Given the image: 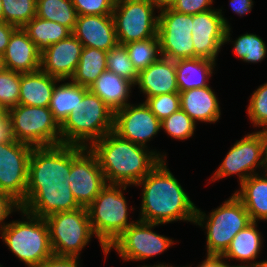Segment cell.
Wrapping results in <instances>:
<instances>
[{
	"instance_id": "cell-1",
	"label": "cell",
	"mask_w": 267,
	"mask_h": 267,
	"mask_svg": "<svg viewBox=\"0 0 267 267\" xmlns=\"http://www.w3.org/2000/svg\"><path fill=\"white\" fill-rule=\"evenodd\" d=\"M97 157L107 184L135 185L150 173L165 155L122 139L113 131L89 146ZM146 148V149H145ZM164 157V158H163Z\"/></svg>"
},
{
	"instance_id": "cell-2",
	"label": "cell",
	"mask_w": 267,
	"mask_h": 267,
	"mask_svg": "<svg viewBox=\"0 0 267 267\" xmlns=\"http://www.w3.org/2000/svg\"><path fill=\"white\" fill-rule=\"evenodd\" d=\"M137 185H143L139 220L157 224L178 220L195 222L197 208L164 160Z\"/></svg>"
},
{
	"instance_id": "cell-3",
	"label": "cell",
	"mask_w": 267,
	"mask_h": 267,
	"mask_svg": "<svg viewBox=\"0 0 267 267\" xmlns=\"http://www.w3.org/2000/svg\"><path fill=\"white\" fill-rule=\"evenodd\" d=\"M113 128L114 112L89 90L60 125L61 144L89 147Z\"/></svg>"
},
{
	"instance_id": "cell-4",
	"label": "cell",
	"mask_w": 267,
	"mask_h": 267,
	"mask_svg": "<svg viewBox=\"0 0 267 267\" xmlns=\"http://www.w3.org/2000/svg\"><path fill=\"white\" fill-rule=\"evenodd\" d=\"M127 185L107 184L87 207L90 224L103 252L132 224L128 222L127 201L122 193ZM123 188V189H122Z\"/></svg>"
},
{
	"instance_id": "cell-5",
	"label": "cell",
	"mask_w": 267,
	"mask_h": 267,
	"mask_svg": "<svg viewBox=\"0 0 267 267\" xmlns=\"http://www.w3.org/2000/svg\"><path fill=\"white\" fill-rule=\"evenodd\" d=\"M27 220L13 221L1 230V237L10 251L28 267H35L54 255L49 230L44 218L20 209Z\"/></svg>"
},
{
	"instance_id": "cell-6",
	"label": "cell",
	"mask_w": 267,
	"mask_h": 267,
	"mask_svg": "<svg viewBox=\"0 0 267 267\" xmlns=\"http://www.w3.org/2000/svg\"><path fill=\"white\" fill-rule=\"evenodd\" d=\"M251 222L246 208L233 194L220 207L214 209L209 216L197 208L194 224L204 227L205 223L207 256L220 257L229 247L235 235Z\"/></svg>"
},
{
	"instance_id": "cell-7",
	"label": "cell",
	"mask_w": 267,
	"mask_h": 267,
	"mask_svg": "<svg viewBox=\"0 0 267 267\" xmlns=\"http://www.w3.org/2000/svg\"><path fill=\"white\" fill-rule=\"evenodd\" d=\"M16 141L33 147L61 145L60 125L49 107L20 105L7 111Z\"/></svg>"
},
{
	"instance_id": "cell-8",
	"label": "cell",
	"mask_w": 267,
	"mask_h": 267,
	"mask_svg": "<svg viewBox=\"0 0 267 267\" xmlns=\"http://www.w3.org/2000/svg\"><path fill=\"white\" fill-rule=\"evenodd\" d=\"M47 223L54 255L78 257L94 235L88 210L80 207L53 213L44 218Z\"/></svg>"
},
{
	"instance_id": "cell-9",
	"label": "cell",
	"mask_w": 267,
	"mask_h": 267,
	"mask_svg": "<svg viewBox=\"0 0 267 267\" xmlns=\"http://www.w3.org/2000/svg\"><path fill=\"white\" fill-rule=\"evenodd\" d=\"M70 171L71 145L33 147L26 196L20 206L42 185L68 184Z\"/></svg>"
},
{
	"instance_id": "cell-10",
	"label": "cell",
	"mask_w": 267,
	"mask_h": 267,
	"mask_svg": "<svg viewBox=\"0 0 267 267\" xmlns=\"http://www.w3.org/2000/svg\"><path fill=\"white\" fill-rule=\"evenodd\" d=\"M155 8L148 0H116L112 16L118 43L125 45L158 36Z\"/></svg>"
},
{
	"instance_id": "cell-11",
	"label": "cell",
	"mask_w": 267,
	"mask_h": 267,
	"mask_svg": "<svg viewBox=\"0 0 267 267\" xmlns=\"http://www.w3.org/2000/svg\"><path fill=\"white\" fill-rule=\"evenodd\" d=\"M68 178L73 197L80 207L85 208L107 185L97 157L89 147L71 145V171Z\"/></svg>"
},
{
	"instance_id": "cell-12",
	"label": "cell",
	"mask_w": 267,
	"mask_h": 267,
	"mask_svg": "<svg viewBox=\"0 0 267 267\" xmlns=\"http://www.w3.org/2000/svg\"><path fill=\"white\" fill-rule=\"evenodd\" d=\"M158 16L161 57L173 61L194 58L193 15H187L177 12L171 7H165L160 9Z\"/></svg>"
},
{
	"instance_id": "cell-13",
	"label": "cell",
	"mask_w": 267,
	"mask_h": 267,
	"mask_svg": "<svg viewBox=\"0 0 267 267\" xmlns=\"http://www.w3.org/2000/svg\"><path fill=\"white\" fill-rule=\"evenodd\" d=\"M32 149L15 139L0 143V192L10 194L19 203L26 196Z\"/></svg>"
},
{
	"instance_id": "cell-14",
	"label": "cell",
	"mask_w": 267,
	"mask_h": 267,
	"mask_svg": "<svg viewBox=\"0 0 267 267\" xmlns=\"http://www.w3.org/2000/svg\"><path fill=\"white\" fill-rule=\"evenodd\" d=\"M160 224L137 220L129 226L107 249L113 247L123 260H143L164 252L174 242L172 239L151 231Z\"/></svg>"
},
{
	"instance_id": "cell-15",
	"label": "cell",
	"mask_w": 267,
	"mask_h": 267,
	"mask_svg": "<svg viewBox=\"0 0 267 267\" xmlns=\"http://www.w3.org/2000/svg\"><path fill=\"white\" fill-rule=\"evenodd\" d=\"M263 156V143L258 132L248 134L240 141H236L231 147L211 180L215 181L237 174L241 184L247 178L256 174L254 168L263 166L262 168L267 171V164Z\"/></svg>"
},
{
	"instance_id": "cell-16",
	"label": "cell",
	"mask_w": 267,
	"mask_h": 267,
	"mask_svg": "<svg viewBox=\"0 0 267 267\" xmlns=\"http://www.w3.org/2000/svg\"><path fill=\"white\" fill-rule=\"evenodd\" d=\"M221 9H211L193 15L192 41L194 58L215 61L221 46L230 40V25Z\"/></svg>"
},
{
	"instance_id": "cell-17",
	"label": "cell",
	"mask_w": 267,
	"mask_h": 267,
	"mask_svg": "<svg viewBox=\"0 0 267 267\" xmlns=\"http://www.w3.org/2000/svg\"><path fill=\"white\" fill-rule=\"evenodd\" d=\"M161 128V121L145 102L133 106L130 103L114 113L113 132L122 139L146 146Z\"/></svg>"
},
{
	"instance_id": "cell-18",
	"label": "cell",
	"mask_w": 267,
	"mask_h": 267,
	"mask_svg": "<svg viewBox=\"0 0 267 267\" xmlns=\"http://www.w3.org/2000/svg\"><path fill=\"white\" fill-rule=\"evenodd\" d=\"M83 45L71 34L41 51L40 69L60 80L71 79L80 60Z\"/></svg>"
},
{
	"instance_id": "cell-19",
	"label": "cell",
	"mask_w": 267,
	"mask_h": 267,
	"mask_svg": "<svg viewBox=\"0 0 267 267\" xmlns=\"http://www.w3.org/2000/svg\"><path fill=\"white\" fill-rule=\"evenodd\" d=\"M77 208L69 184L42 185L21 205L25 212L41 218Z\"/></svg>"
},
{
	"instance_id": "cell-20",
	"label": "cell",
	"mask_w": 267,
	"mask_h": 267,
	"mask_svg": "<svg viewBox=\"0 0 267 267\" xmlns=\"http://www.w3.org/2000/svg\"><path fill=\"white\" fill-rule=\"evenodd\" d=\"M72 34L83 47L106 52L119 44L112 15H80Z\"/></svg>"
},
{
	"instance_id": "cell-21",
	"label": "cell",
	"mask_w": 267,
	"mask_h": 267,
	"mask_svg": "<svg viewBox=\"0 0 267 267\" xmlns=\"http://www.w3.org/2000/svg\"><path fill=\"white\" fill-rule=\"evenodd\" d=\"M3 58L5 69L20 73L34 72L40 69L41 50L22 28H17L10 37Z\"/></svg>"
},
{
	"instance_id": "cell-22",
	"label": "cell",
	"mask_w": 267,
	"mask_h": 267,
	"mask_svg": "<svg viewBox=\"0 0 267 267\" xmlns=\"http://www.w3.org/2000/svg\"><path fill=\"white\" fill-rule=\"evenodd\" d=\"M138 85L146 98L164 93L179 92L176 79L175 61L160 57L156 62L138 73Z\"/></svg>"
},
{
	"instance_id": "cell-23",
	"label": "cell",
	"mask_w": 267,
	"mask_h": 267,
	"mask_svg": "<svg viewBox=\"0 0 267 267\" xmlns=\"http://www.w3.org/2000/svg\"><path fill=\"white\" fill-rule=\"evenodd\" d=\"M180 108L195 123H215L221 115L219 101L210 86L180 92Z\"/></svg>"
},
{
	"instance_id": "cell-24",
	"label": "cell",
	"mask_w": 267,
	"mask_h": 267,
	"mask_svg": "<svg viewBox=\"0 0 267 267\" xmlns=\"http://www.w3.org/2000/svg\"><path fill=\"white\" fill-rule=\"evenodd\" d=\"M60 81L41 69L20 73V105L49 107L55 84Z\"/></svg>"
},
{
	"instance_id": "cell-25",
	"label": "cell",
	"mask_w": 267,
	"mask_h": 267,
	"mask_svg": "<svg viewBox=\"0 0 267 267\" xmlns=\"http://www.w3.org/2000/svg\"><path fill=\"white\" fill-rule=\"evenodd\" d=\"M133 85L129 80L105 70L89 90L115 113L129 104L127 100Z\"/></svg>"
},
{
	"instance_id": "cell-26",
	"label": "cell",
	"mask_w": 267,
	"mask_h": 267,
	"mask_svg": "<svg viewBox=\"0 0 267 267\" xmlns=\"http://www.w3.org/2000/svg\"><path fill=\"white\" fill-rule=\"evenodd\" d=\"M234 195L242 202L252 221L267 220V171L264 176L258 173L240 184Z\"/></svg>"
},
{
	"instance_id": "cell-27",
	"label": "cell",
	"mask_w": 267,
	"mask_h": 267,
	"mask_svg": "<svg viewBox=\"0 0 267 267\" xmlns=\"http://www.w3.org/2000/svg\"><path fill=\"white\" fill-rule=\"evenodd\" d=\"M215 65V61L199 57L175 60L179 93L209 86L207 81Z\"/></svg>"
},
{
	"instance_id": "cell-28",
	"label": "cell",
	"mask_w": 267,
	"mask_h": 267,
	"mask_svg": "<svg viewBox=\"0 0 267 267\" xmlns=\"http://www.w3.org/2000/svg\"><path fill=\"white\" fill-rule=\"evenodd\" d=\"M257 222L252 221L243 230L239 231L233 240L231 241L229 247L220 256L222 260L225 259H236L242 262L254 261L258 256L260 249L262 247V236L258 232Z\"/></svg>"
},
{
	"instance_id": "cell-29",
	"label": "cell",
	"mask_w": 267,
	"mask_h": 267,
	"mask_svg": "<svg viewBox=\"0 0 267 267\" xmlns=\"http://www.w3.org/2000/svg\"><path fill=\"white\" fill-rule=\"evenodd\" d=\"M89 91V88L76 84L72 81L63 83L59 86L55 84L51 97L49 110L52 112L53 118L61 125L69 116L71 111L75 109L78 102Z\"/></svg>"
},
{
	"instance_id": "cell-30",
	"label": "cell",
	"mask_w": 267,
	"mask_h": 267,
	"mask_svg": "<svg viewBox=\"0 0 267 267\" xmlns=\"http://www.w3.org/2000/svg\"><path fill=\"white\" fill-rule=\"evenodd\" d=\"M107 52L101 49L83 47L75 73L71 81L89 88L107 70Z\"/></svg>"
},
{
	"instance_id": "cell-31",
	"label": "cell",
	"mask_w": 267,
	"mask_h": 267,
	"mask_svg": "<svg viewBox=\"0 0 267 267\" xmlns=\"http://www.w3.org/2000/svg\"><path fill=\"white\" fill-rule=\"evenodd\" d=\"M30 40L42 51L66 39L72 32L65 26L35 16L22 28Z\"/></svg>"
},
{
	"instance_id": "cell-32",
	"label": "cell",
	"mask_w": 267,
	"mask_h": 267,
	"mask_svg": "<svg viewBox=\"0 0 267 267\" xmlns=\"http://www.w3.org/2000/svg\"><path fill=\"white\" fill-rule=\"evenodd\" d=\"M36 16L63 25L71 32L78 18L72 0H37Z\"/></svg>"
},
{
	"instance_id": "cell-33",
	"label": "cell",
	"mask_w": 267,
	"mask_h": 267,
	"mask_svg": "<svg viewBox=\"0 0 267 267\" xmlns=\"http://www.w3.org/2000/svg\"><path fill=\"white\" fill-rule=\"evenodd\" d=\"M124 46L134 68L138 73L141 70L146 69L161 57L160 41L158 36L130 42Z\"/></svg>"
},
{
	"instance_id": "cell-34",
	"label": "cell",
	"mask_w": 267,
	"mask_h": 267,
	"mask_svg": "<svg viewBox=\"0 0 267 267\" xmlns=\"http://www.w3.org/2000/svg\"><path fill=\"white\" fill-rule=\"evenodd\" d=\"M2 21L23 28L36 16L37 0H2Z\"/></svg>"
},
{
	"instance_id": "cell-35",
	"label": "cell",
	"mask_w": 267,
	"mask_h": 267,
	"mask_svg": "<svg viewBox=\"0 0 267 267\" xmlns=\"http://www.w3.org/2000/svg\"><path fill=\"white\" fill-rule=\"evenodd\" d=\"M235 55L245 62H261L267 53V48L262 40L256 34H244L234 41L233 48Z\"/></svg>"
},
{
	"instance_id": "cell-36",
	"label": "cell",
	"mask_w": 267,
	"mask_h": 267,
	"mask_svg": "<svg viewBox=\"0 0 267 267\" xmlns=\"http://www.w3.org/2000/svg\"><path fill=\"white\" fill-rule=\"evenodd\" d=\"M106 66L108 71L129 80L135 86L138 72L134 68L124 45L118 44L107 51Z\"/></svg>"
},
{
	"instance_id": "cell-37",
	"label": "cell",
	"mask_w": 267,
	"mask_h": 267,
	"mask_svg": "<svg viewBox=\"0 0 267 267\" xmlns=\"http://www.w3.org/2000/svg\"><path fill=\"white\" fill-rule=\"evenodd\" d=\"M20 72L4 69L0 72V106L8 111L19 103Z\"/></svg>"
},
{
	"instance_id": "cell-38",
	"label": "cell",
	"mask_w": 267,
	"mask_h": 267,
	"mask_svg": "<svg viewBox=\"0 0 267 267\" xmlns=\"http://www.w3.org/2000/svg\"><path fill=\"white\" fill-rule=\"evenodd\" d=\"M196 123L180 108L161 121V128L172 138L189 139L195 130Z\"/></svg>"
},
{
	"instance_id": "cell-39",
	"label": "cell",
	"mask_w": 267,
	"mask_h": 267,
	"mask_svg": "<svg viewBox=\"0 0 267 267\" xmlns=\"http://www.w3.org/2000/svg\"><path fill=\"white\" fill-rule=\"evenodd\" d=\"M152 113L162 121L180 109V93H164L144 101Z\"/></svg>"
},
{
	"instance_id": "cell-40",
	"label": "cell",
	"mask_w": 267,
	"mask_h": 267,
	"mask_svg": "<svg viewBox=\"0 0 267 267\" xmlns=\"http://www.w3.org/2000/svg\"><path fill=\"white\" fill-rule=\"evenodd\" d=\"M247 111L255 127L267 126V83L253 92Z\"/></svg>"
},
{
	"instance_id": "cell-41",
	"label": "cell",
	"mask_w": 267,
	"mask_h": 267,
	"mask_svg": "<svg viewBox=\"0 0 267 267\" xmlns=\"http://www.w3.org/2000/svg\"><path fill=\"white\" fill-rule=\"evenodd\" d=\"M116 0H72L80 15H112Z\"/></svg>"
},
{
	"instance_id": "cell-42",
	"label": "cell",
	"mask_w": 267,
	"mask_h": 267,
	"mask_svg": "<svg viewBox=\"0 0 267 267\" xmlns=\"http://www.w3.org/2000/svg\"><path fill=\"white\" fill-rule=\"evenodd\" d=\"M213 0H175L170 6L173 10L187 15H195L211 10Z\"/></svg>"
},
{
	"instance_id": "cell-43",
	"label": "cell",
	"mask_w": 267,
	"mask_h": 267,
	"mask_svg": "<svg viewBox=\"0 0 267 267\" xmlns=\"http://www.w3.org/2000/svg\"><path fill=\"white\" fill-rule=\"evenodd\" d=\"M20 210V203L15 200L10 194L0 192V231L7 225L3 222L11 212ZM3 222V224H2Z\"/></svg>"
},
{
	"instance_id": "cell-44",
	"label": "cell",
	"mask_w": 267,
	"mask_h": 267,
	"mask_svg": "<svg viewBox=\"0 0 267 267\" xmlns=\"http://www.w3.org/2000/svg\"><path fill=\"white\" fill-rule=\"evenodd\" d=\"M78 257L52 255L35 267H79Z\"/></svg>"
},
{
	"instance_id": "cell-45",
	"label": "cell",
	"mask_w": 267,
	"mask_h": 267,
	"mask_svg": "<svg viewBox=\"0 0 267 267\" xmlns=\"http://www.w3.org/2000/svg\"><path fill=\"white\" fill-rule=\"evenodd\" d=\"M14 140L12 135L11 121L7 111L0 106V143Z\"/></svg>"
},
{
	"instance_id": "cell-46",
	"label": "cell",
	"mask_w": 267,
	"mask_h": 267,
	"mask_svg": "<svg viewBox=\"0 0 267 267\" xmlns=\"http://www.w3.org/2000/svg\"><path fill=\"white\" fill-rule=\"evenodd\" d=\"M17 29L14 25L0 20V53L3 54L9 44L12 33Z\"/></svg>"
},
{
	"instance_id": "cell-47",
	"label": "cell",
	"mask_w": 267,
	"mask_h": 267,
	"mask_svg": "<svg viewBox=\"0 0 267 267\" xmlns=\"http://www.w3.org/2000/svg\"><path fill=\"white\" fill-rule=\"evenodd\" d=\"M231 9L237 15L248 14L253 7L252 0H230Z\"/></svg>"
},
{
	"instance_id": "cell-48",
	"label": "cell",
	"mask_w": 267,
	"mask_h": 267,
	"mask_svg": "<svg viewBox=\"0 0 267 267\" xmlns=\"http://www.w3.org/2000/svg\"><path fill=\"white\" fill-rule=\"evenodd\" d=\"M197 267H226V262L220 257L206 256V259Z\"/></svg>"
},
{
	"instance_id": "cell-49",
	"label": "cell",
	"mask_w": 267,
	"mask_h": 267,
	"mask_svg": "<svg viewBox=\"0 0 267 267\" xmlns=\"http://www.w3.org/2000/svg\"><path fill=\"white\" fill-rule=\"evenodd\" d=\"M267 126L263 127V130L261 131H257L259 136L262 139V143H263V154H264V160L267 164Z\"/></svg>"
},
{
	"instance_id": "cell-50",
	"label": "cell",
	"mask_w": 267,
	"mask_h": 267,
	"mask_svg": "<svg viewBox=\"0 0 267 267\" xmlns=\"http://www.w3.org/2000/svg\"><path fill=\"white\" fill-rule=\"evenodd\" d=\"M148 1L154 4L159 10L165 7H170L175 0H148Z\"/></svg>"
},
{
	"instance_id": "cell-51",
	"label": "cell",
	"mask_w": 267,
	"mask_h": 267,
	"mask_svg": "<svg viewBox=\"0 0 267 267\" xmlns=\"http://www.w3.org/2000/svg\"><path fill=\"white\" fill-rule=\"evenodd\" d=\"M251 264L254 265V267H267V260H264L262 262H252Z\"/></svg>"
},
{
	"instance_id": "cell-52",
	"label": "cell",
	"mask_w": 267,
	"mask_h": 267,
	"mask_svg": "<svg viewBox=\"0 0 267 267\" xmlns=\"http://www.w3.org/2000/svg\"><path fill=\"white\" fill-rule=\"evenodd\" d=\"M5 69L3 54L0 53V72Z\"/></svg>"
},
{
	"instance_id": "cell-53",
	"label": "cell",
	"mask_w": 267,
	"mask_h": 267,
	"mask_svg": "<svg viewBox=\"0 0 267 267\" xmlns=\"http://www.w3.org/2000/svg\"><path fill=\"white\" fill-rule=\"evenodd\" d=\"M250 265L248 266H245V265H237V266H231V265H228V264H226V267H254V265L253 264H251V263H249Z\"/></svg>"
},
{
	"instance_id": "cell-54",
	"label": "cell",
	"mask_w": 267,
	"mask_h": 267,
	"mask_svg": "<svg viewBox=\"0 0 267 267\" xmlns=\"http://www.w3.org/2000/svg\"><path fill=\"white\" fill-rule=\"evenodd\" d=\"M142 267H173V266H171V265L168 266V265H164V264L163 265L162 264H158V265H153V266H146L145 265V266H142Z\"/></svg>"
},
{
	"instance_id": "cell-55",
	"label": "cell",
	"mask_w": 267,
	"mask_h": 267,
	"mask_svg": "<svg viewBox=\"0 0 267 267\" xmlns=\"http://www.w3.org/2000/svg\"><path fill=\"white\" fill-rule=\"evenodd\" d=\"M2 9H3V2L0 0V20H2Z\"/></svg>"
}]
</instances>
